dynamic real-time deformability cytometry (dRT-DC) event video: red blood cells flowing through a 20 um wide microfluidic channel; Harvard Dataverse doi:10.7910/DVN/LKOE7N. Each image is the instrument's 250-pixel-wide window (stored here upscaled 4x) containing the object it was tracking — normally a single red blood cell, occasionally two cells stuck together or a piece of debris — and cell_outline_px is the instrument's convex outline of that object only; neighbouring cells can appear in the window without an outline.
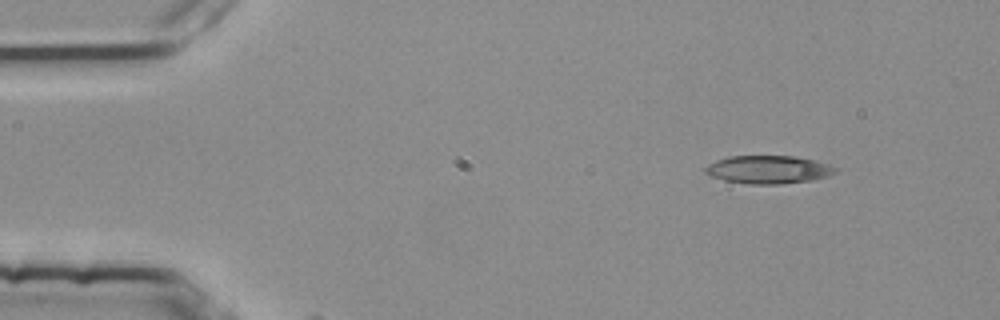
{"species": "common noctule bat (a hibernating species)", "species_latin": "Nyctalus noctula", "temperature_condition": "room temperature", "stored_images_in_passage": 3, "camera_frame_rate_fps": 3000, "um_per_image_px": 0.085, "animal": {"sex": "female", "body_mass_g": 25.1}, "frame": {"image": 1, "passage_image": 1, "time_ms": 0.0, "image_size_px": [1000, 320], "cell_outline_px": [[840, 172], [828, 176], [812, 180], [780, 184], [752, 184], [724, 180], [712, 176], [704, 172], [704, 168], [708, 164], [716, 160], [728, 156], [792, 156], [812, 160], [836, 168]], "centroid_in_image_um": [65.29, 14.42], "position_along_channel_um": 19.7, "area_um2": 21.1}}
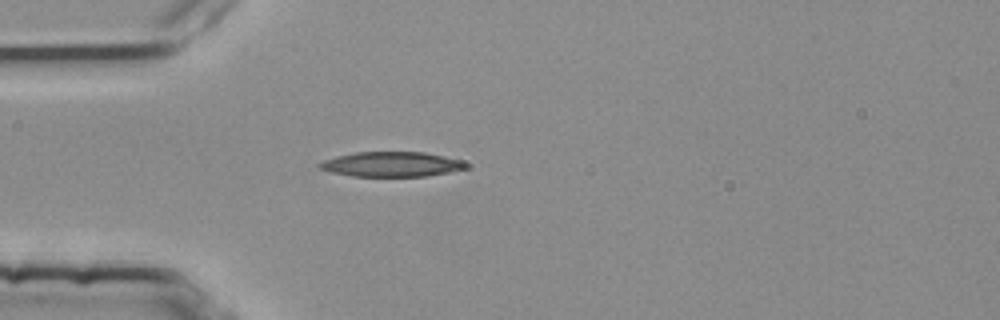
{"frame": {"image": 2, "passage_image": 3, "time_ms": 0.667, "image_size_px": [1000, 320], "cell_outline_px": [[468, 168], [428, 176], [352, 176], [332, 172], [320, 168], [316, 164], [324, 160], [336, 156], [356, 152], [424, 152], [444, 156], [468, 164]], "centroid_in_image_um": [33.25, 13.96], "position_along_channel_um": 51.7, "area_um2": 21.04}}